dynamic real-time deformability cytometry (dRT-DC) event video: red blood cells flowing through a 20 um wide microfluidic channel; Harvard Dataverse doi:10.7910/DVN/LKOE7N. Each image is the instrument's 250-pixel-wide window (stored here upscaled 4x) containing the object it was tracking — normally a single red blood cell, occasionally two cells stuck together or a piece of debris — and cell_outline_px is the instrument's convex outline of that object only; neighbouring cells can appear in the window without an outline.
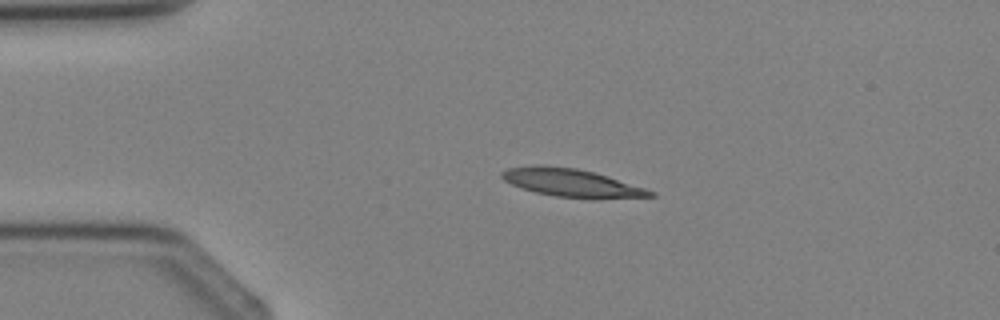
{"species": "Egyptian fruit bat (a non-hibernating species)", "species_latin": "Rousettus aegyptiacus", "temperature_condition": "cold", "stored_images_in_passage": 2, "camera_frame_rate_fps": 3000, "um_per_image_px": 0.085, "animal": {"sex": "female"}, "frame": {"image": 1, "passage_image": 1, "time_ms": 0.0, "image_size_px": [1000, 320], "cell_outline_px": [[656, 196], [556, 196], [536, 192], [512, 184], [504, 180], [500, 176], [500, 172], [508, 168], [536, 164], [544, 164], [576, 168], [608, 176], [656, 192]], "centroid_in_image_um": [48.44, 15.47], "position_along_channel_um": 36.6, "area_um2": 23.06}}